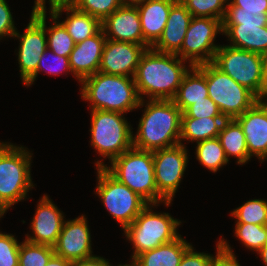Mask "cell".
Masks as SVG:
<instances>
[{"label":"cell","instance_id":"obj_1","mask_svg":"<svg viewBox=\"0 0 267 266\" xmlns=\"http://www.w3.org/2000/svg\"><path fill=\"white\" fill-rule=\"evenodd\" d=\"M176 54L147 48L141 56L134 81L141 100H172L189 68Z\"/></svg>","mask_w":267,"mask_h":266},{"label":"cell","instance_id":"obj_2","mask_svg":"<svg viewBox=\"0 0 267 266\" xmlns=\"http://www.w3.org/2000/svg\"><path fill=\"white\" fill-rule=\"evenodd\" d=\"M141 106L145 108L133 134L134 148L154 151L180 144L182 111L172 100L143 99Z\"/></svg>","mask_w":267,"mask_h":266},{"label":"cell","instance_id":"obj_3","mask_svg":"<svg viewBox=\"0 0 267 266\" xmlns=\"http://www.w3.org/2000/svg\"><path fill=\"white\" fill-rule=\"evenodd\" d=\"M81 97L89 101L90 110L127 113L139 108L138 95L133 77L96 72L81 82Z\"/></svg>","mask_w":267,"mask_h":266},{"label":"cell","instance_id":"obj_4","mask_svg":"<svg viewBox=\"0 0 267 266\" xmlns=\"http://www.w3.org/2000/svg\"><path fill=\"white\" fill-rule=\"evenodd\" d=\"M107 166L97 160L96 167H104L120 183L140 195L149 204H158L152 151L134 147L123 152Z\"/></svg>","mask_w":267,"mask_h":266},{"label":"cell","instance_id":"obj_5","mask_svg":"<svg viewBox=\"0 0 267 266\" xmlns=\"http://www.w3.org/2000/svg\"><path fill=\"white\" fill-rule=\"evenodd\" d=\"M32 154L24 147L0 142V207L6 212L27 198L34 185L31 177Z\"/></svg>","mask_w":267,"mask_h":266},{"label":"cell","instance_id":"obj_6","mask_svg":"<svg viewBox=\"0 0 267 266\" xmlns=\"http://www.w3.org/2000/svg\"><path fill=\"white\" fill-rule=\"evenodd\" d=\"M158 204H148L135 220L123 229L126 239L133 245L132 261L141 253L177 239L181 221L169 213L152 211Z\"/></svg>","mask_w":267,"mask_h":266},{"label":"cell","instance_id":"obj_7","mask_svg":"<svg viewBox=\"0 0 267 266\" xmlns=\"http://www.w3.org/2000/svg\"><path fill=\"white\" fill-rule=\"evenodd\" d=\"M212 63L228 74L238 84L250 90L258 99H263L267 90L262 54L220 45Z\"/></svg>","mask_w":267,"mask_h":266},{"label":"cell","instance_id":"obj_8","mask_svg":"<svg viewBox=\"0 0 267 266\" xmlns=\"http://www.w3.org/2000/svg\"><path fill=\"white\" fill-rule=\"evenodd\" d=\"M91 111V146L111 162L133 147V131L122 113Z\"/></svg>","mask_w":267,"mask_h":266},{"label":"cell","instance_id":"obj_9","mask_svg":"<svg viewBox=\"0 0 267 266\" xmlns=\"http://www.w3.org/2000/svg\"><path fill=\"white\" fill-rule=\"evenodd\" d=\"M96 194L122 229L130 225L149 204L125 184L120 183L104 167H96Z\"/></svg>","mask_w":267,"mask_h":266},{"label":"cell","instance_id":"obj_10","mask_svg":"<svg viewBox=\"0 0 267 266\" xmlns=\"http://www.w3.org/2000/svg\"><path fill=\"white\" fill-rule=\"evenodd\" d=\"M206 85L208 97L217 104L225 119H235L259 100L212 62L206 64Z\"/></svg>","mask_w":267,"mask_h":266},{"label":"cell","instance_id":"obj_11","mask_svg":"<svg viewBox=\"0 0 267 266\" xmlns=\"http://www.w3.org/2000/svg\"><path fill=\"white\" fill-rule=\"evenodd\" d=\"M223 33L222 21L208 17H192L181 50L176 54L191 66L212 62L220 45L214 43L216 35Z\"/></svg>","mask_w":267,"mask_h":266},{"label":"cell","instance_id":"obj_12","mask_svg":"<svg viewBox=\"0 0 267 266\" xmlns=\"http://www.w3.org/2000/svg\"><path fill=\"white\" fill-rule=\"evenodd\" d=\"M181 143L169 148L152 151L158 204L170 206L187 167L188 153Z\"/></svg>","mask_w":267,"mask_h":266},{"label":"cell","instance_id":"obj_13","mask_svg":"<svg viewBox=\"0 0 267 266\" xmlns=\"http://www.w3.org/2000/svg\"><path fill=\"white\" fill-rule=\"evenodd\" d=\"M13 37L20 41L17 60L24 84L37 71L40 57L47 49L45 13H31L30 22L24 33L16 31Z\"/></svg>","mask_w":267,"mask_h":266},{"label":"cell","instance_id":"obj_14","mask_svg":"<svg viewBox=\"0 0 267 266\" xmlns=\"http://www.w3.org/2000/svg\"><path fill=\"white\" fill-rule=\"evenodd\" d=\"M147 48L149 47L143 44L107 39L101 56L99 72L134 78L141 56Z\"/></svg>","mask_w":267,"mask_h":266},{"label":"cell","instance_id":"obj_15","mask_svg":"<svg viewBox=\"0 0 267 266\" xmlns=\"http://www.w3.org/2000/svg\"><path fill=\"white\" fill-rule=\"evenodd\" d=\"M85 215L64 221L54 253L71 262L94 256L91 235Z\"/></svg>","mask_w":267,"mask_h":266},{"label":"cell","instance_id":"obj_16","mask_svg":"<svg viewBox=\"0 0 267 266\" xmlns=\"http://www.w3.org/2000/svg\"><path fill=\"white\" fill-rule=\"evenodd\" d=\"M242 127L249 156L262 163L267 159V102L256 101L242 115L235 118Z\"/></svg>","mask_w":267,"mask_h":266},{"label":"cell","instance_id":"obj_17","mask_svg":"<svg viewBox=\"0 0 267 266\" xmlns=\"http://www.w3.org/2000/svg\"><path fill=\"white\" fill-rule=\"evenodd\" d=\"M35 212V216L30 222L34 236L27 234L25 240L34 244L54 246L65 221L64 214L49 199L48 195L42 196Z\"/></svg>","mask_w":267,"mask_h":266},{"label":"cell","instance_id":"obj_18","mask_svg":"<svg viewBox=\"0 0 267 266\" xmlns=\"http://www.w3.org/2000/svg\"><path fill=\"white\" fill-rule=\"evenodd\" d=\"M107 39L143 44V34L136 5H122L101 22Z\"/></svg>","mask_w":267,"mask_h":266},{"label":"cell","instance_id":"obj_19","mask_svg":"<svg viewBox=\"0 0 267 266\" xmlns=\"http://www.w3.org/2000/svg\"><path fill=\"white\" fill-rule=\"evenodd\" d=\"M107 38L102 28L93 36L78 42L69 55L73 76L81 82L99 71L101 56Z\"/></svg>","mask_w":267,"mask_h":266},{"label":"cell","instance_id":"obj_20","mask_svg":"<svg viewBox=\"0 0 267 266\" xmlns=\"http://www.w3.org/2000/svg\"><path fill=\"white\" fill-rule=\"evenodd\" d=\"M176 1L145 0L136 4L141 22L143 45L150 48L162 36L171 6Z\"/></svg>","mask_w":267,"mask_h":266},{"label":"cell","instance_id":"obj_21","mask_svg":"<svg viewBox=\"0 0 267 266\" xmlns=\"http://www.w3.org/2000/svg\"><path fill=\"white\" fill-rule=\"evenodd\" d=\"M192 15L177 0L172 6L162 36L152 46L158 52L177 54L181 50Z\"/></svg>","mask_w":267,"mask_h":266},{"label":"cell","instance_id":"obj_22","mask_svg":"<svg viewBox=\"0 0 267 266\" xmlns=\"http://www.w3.org/2000/svg\"><path fill=\"white\" fill-rule=\"evenodd\" d=\"M207 97L206 64H202L191 66L185 73L172 101L183 113L190 105L202 101Z\"/></svg>","mask_w":267,"mask_h":266},{"label":"cell","instance_id":"obj_23","mask_svg":"<svg viewBox=\"0 0 267 266\" xmlns=\"http://www.w3.org/2000/svg\"><path fill=\"white\" fill-rule=\"evenodd\" d=\"M224 35L230 40V46L265 54L267 52V26H241V24H222Z\"/></svg>","mask_w":267,"mask_h":266},{"label":"cell","instance_id":"obj_24","mask_svg":"<svg viewBox=\"0 0 267 266\" xmlns=\"http://www.w3.org/2000/svg\"><path fill=\"white\" fill-rule=\"evenodd\" d=\"M66 11L67 17L60 23L66 28L74 42H82L95 35L101 29V21L88 13L76 9L74 6H62L50 12L55 18H60Z\"/></svg>","mask_w":267,"mask_h":266},{"label":"cell","instance_id":"obj_25","mask_svg":"<svg viewBox=\"0 0 267 266\" xmlns=\"http://www.w3.org/2000/svg\"><path fill=\"white\" fill-rule=\"evenodd\" d=\"M191 246L180 235L174 241L139 254L132 262L135 266H179Z\"/></svg>","mask_w":267,"mask_h":266},{"label":"cell","instance_id":"obj_26","mask_svg":"<svg viewBox=\"0 0 267 266\" xmlns=\"http://www.w3.org/2000/svg\"><path fill=\"white\" fill-rule=\"evenodd\" d=\"M217 138L228 160L230 156H233L237 158V164L244 165L251 159L246 146L245 134L235 119H226L223 122Z\"/></svg>","mask_w":267,"mask_h":266},{"label":"cell","instance_id":"obj_27","mask_svg":"<svg viewBox=\"0 0 267 266\" xmlns=\"http://www.w3.org/2000/svg\"><path fill=\"white\" fill-rule=\"evenodd\" d=\"M225 120L224 117H187L182 113L180 144L182 140L198 143L207 139L217 138Z\"/></svg>","mask_w":267,"mask_h":266},{"label":"cell","instance_id":"obj_28","mask_svg":"<svg viewBox=\"0 0 267 266\" xmlns=\"http://www.w3.org/2000/svg\"><path fill=\"white\" fill-rule=\"evenodd\" d=\"M196 144V159L208 170L215 173L229 162L218 138L207 139Z\"/></svg>","mask_w":267,"mask_h":266},{"label":"cell","instance_id":"obj_29","mask_svg":"<svg viewBox=\"0 0 267 266\" xmlns=\"http://www.w3.org/2000/svg\"><path fill=\"white\" fill-rule=\"evenodd\" d=\"M46 16L47 12H45V30L47 34V48L52 50L53 53L69 57L76 43L72 39V37L68 34L66 28L59 22L58 18H55L53 15L52 18L53 24L48 28L46 26ZM58 20V21H57Z\"/></svg>","mask_w":267,"mask_h":266},{"label":"cell","instance_id":"obj_30","mask_svg":"<svg viewBox=\"0 0 267 266\" xmlns=\"http://www.w3.org/2000/svg\"><path fill=\"white\" fill-rule=\"evenodd\" d=\"M232 216L237 219L235 223L267 225V201L263 199L246 201L231 212Z\"/></svg>","mask_w":267,"mask_h":266},{"label":"cell","instance_id":"obj_31","mask_svg":"<svg viewBox=\"0 0 267 266\" xmlns=\"http://www.w3.org/2000/svg\"><path fill=\"white\" fill-rule=\"evenodd\" d=\"M222 24L264 27L267 26V11L244 10L229 1Z\"/></svg>","mask_w":267,"mask_h":266},{"label":"cell","instance_id":"obj_32","mask_svg":"<svg viewBox=\"0 0 267 266\" xmlns=\"http://www.w3.org/2000/svg\"><path fill=\"white\" fill-rule=\"evenodd\" d=\"M53 254V246L24 240L19 248V266H46Z\"/></svg>","mask_w":267,"mask_h":266},{"label":"cell","instance_id":"obj_33","mask_svg":"<svg viewBox=\"0 0 267 266\" xmlns=\"http://www.w3.org/2000/svg\"><path fill=\"white\" fill-rule=\"evenodd\" d=\"M234 233L250 250L258 252L267 244V225L236 223Z\"/></svg>","mask_w":267,"mask_h":266},{"label":"cell","instance_id":"obj_34","mask_svg":"<svg viewBox=\"0 0 267 266\" xmlns=\"http://www.w3.org/2000/svg\"><path fill=\"white\" fill-rule=\"evenodd\" d=\"M180 2L192 17H208L222 21L229 0H180Z\"/></svg>","mask_w":267,"mask_h":266},{"label":"cell","instance_id":"obj_35","mask_svg":"<svg viewBox=\"0 0 267 266\" xmlns=\"http://www.w3.org/2000/svg\"><path fill=\"white\" fill-rule=\"evenodd\" d=\"M123 5L121 0H75L73 6L101 22Z\"/></svg>","mask_w":267,"mask_h":266},{"label":"cell","instance_id":"obj_36","mask_svg":"<svg viewBox=\"0 0 267 266\" xmlns=\"http://www.w3.org/2000/svg\"><path fill=\"white\" fill-rule=\"evenodd\" d=\"M50 51V56L52 62H47L46 61V55ZM46 65H45V64ZM64 70V71H63ZM46 71V73L50 75H59L60 72H71L70 64H69V57H64V56H59L55 53L52 52V50H49L48 48L44 51V53L41 55L38 66H37V71L24 83L25 86H30L35 82L39 72Z\"/></svg>","mask_w":267,"mask_h":266},{"label":"cell","instance_id":"obj_37","mask_svg":"<svg viewBox=\"0 0 267 266\" xmlns=\"http://www.w3.org/2000/svg\"><path fill=\"white\" fill-rule=\"evenodd\" d=\"M20 244L14 235L0 232V266H19Z\"/></svg>","mask_w":267,"mask_h":266},{"label":"cell","instance_id":"obj_38","mask_svg":"<svg viewBox=\"0 0 267 266\" xmlns=\"http://www.w3.org/2000/svg\"><path fill=\"white\" fill-rule=\"evenodd\" d=\"M187 117L203 118V117H223L217 104L210 98L195 102L190 105L184 112Z\"/></svg>","mask_w":267,"mask_h":266},{"label":"cell","instance_id":"obj_39","mask_svg":"<svg viewBox=\"0 0 267 266\" xmlns=\"http://www.w3.org/2000/svg\"><path fill=\"white\" fill-rule=\"evenodd\" d=\"M216 245V255L211 266H241L232 248L225 239L223 240L220 238Z\"/></svg>","mask_w":267,"mask_h":266},{"label":"cell","instance_id":"obj_40","mask_svg":"<svg viewBox=\"0 0 267 266\" xmlns=\"http://www.w3.org/2000/svg\"><path fill=\"white\" fill-rule=\"evenodd\" d=\"M14 24L9 5L6 0H0V40L6 36L13 37L17 31Z\"/></svg>","mask_w":267,"mask_h":266},{"label":"cell","instance_id":"obj_41","mask_svg":"<svg viewBox=\"0 0 267 266\" xmlns=\"http://www.w3.org/2000/svg\"><path fill=\"white\" fill-rule=\"evenodd\" d=\"M191 246L183 255L179 266H211L214 255L194 251Z\"/></svg>","mask_w":267,"mask_h":266},{"label":"cell","instance_id":"obj_42","mask_svg":"<svg viewBox=\"0 0 267 266\" xmlns=\"http://www.w3.org/2000/svg\"><path fill=\"white\" fill-rule=\"evenodd\" d=\"M46 1L45 0H35L32 13H45L46 12ZM50 11L62 6H73L75 0H49Z\"/></svg>","mask_w":267,"mask_h":266},{"label":"cell","instance_id":"obj_43","mask_svg":"<svg viewBox=\"0 0 267 266\" xmlns=\"http://www.w3.org/2000/svg\"><path fill=\"white\" fill-rule=\"evenodd\" d=\"M234 6L244 10L267 11V0H229Z\"/></svg>","mask_w":267,"mask_h":266},{"label":"cell","instance_id":"obj_44","mask_svg":"<svg viewBox=\"0 0 267 266\" xmlns=\"http://www.w3.org/2000/svg\"><path fill=\"white\" fill-rule=\"evenodd\" d=\"M111 264L105 258L92 256L86 259L73 261L71 266H110Z\"/></svg>","mask_w":267,"mask_h":266},{"label":"cell","instance_id":"obj_45","mask_svg":"<svg viewBox=\"0 0 267 266\" xmlns=\"http://www.w3.org/2000/svg\"><path fill=\"white\" fill-rule=\"evenodd\" d=\"M72 262L56 255L55 253L51 256L46 266H71Z\"/></svg>","mask_w":267,"mask_h":266},{"label":"cell","instance_id":"obj_46","mask_svg":"<svg viewBox=\"0 0 267 266\" xmlns=\"http://www.w3.org/2000/svg\"><path fill=\"white\" fill-rule=\"evenodd\" d=\"M258 254L263 260V264L267 266V244L258 251Z\"/></svg>","mask_w":267,"mask_h":266},{"label":"cell","instance_id":"obj_47","mask_svg":"<svg viewBox=\"0 0 267 266\" xmlns=\"http://www.w3.org/2000/svg\"><path fill=\"white\" fill-rule=\"evenodd\" d=\"M263 56V67H264V76L267 82V52L262 55Z\"/></svg>","mask_w":267,"mask_h":266},{"label":"cell","instance_id":"obj_48","mask_svg":"<svg viewBox=\"0 0 267 266\" xmlns=\"http://www.w3.org/2000/svg\"><path fill=\"white\" fill-rule=\"evenodd\" d=\"M123 5H136L138 3H141L145 0H121Z\"/></svg>","mask_w":267,"mask_h":266},{"label":"cell","instance_id":"obj_49","mask_svg":"<svg viewBox=\"0 0 267 266\" xmlns=\"http://www.w3.org/2000/svg\"><path fill=\"white\" fill-rule=\"evenodd\" d=\"M110 266H113V265H110ZM117 266H135V265H134V263L131 261L130 264H123V265L119 264V265H117Z\"/></svg>","mask_w":267,"mask_h":266},{"label":"cell","instance_id":"obj_50","mask_svg":"<svg viewBox=\"0 0 267 266\" xmlns=\"http://www.w3.org/2000/svg\"><path fill=\"white\" fill-rule=\"evenodd\" d=\"M5 214V211L0 207V218H2Z\"/></svg>","mask_w":267,"mask_h":266},{"label":"cell","instance_id":"obj_51","mask_svg":"<svg viewBox=\"0 0 267 266\" xmlns=\"http://www.w3.org/2000/svg\"><path fill=\"white\" fill-rule=\"evenodd\" d=\"M263 100L267 102V90H266L265 96L263 97Z\"/></svg>","mask_w":267,"mask_h":266}]
</instances>
